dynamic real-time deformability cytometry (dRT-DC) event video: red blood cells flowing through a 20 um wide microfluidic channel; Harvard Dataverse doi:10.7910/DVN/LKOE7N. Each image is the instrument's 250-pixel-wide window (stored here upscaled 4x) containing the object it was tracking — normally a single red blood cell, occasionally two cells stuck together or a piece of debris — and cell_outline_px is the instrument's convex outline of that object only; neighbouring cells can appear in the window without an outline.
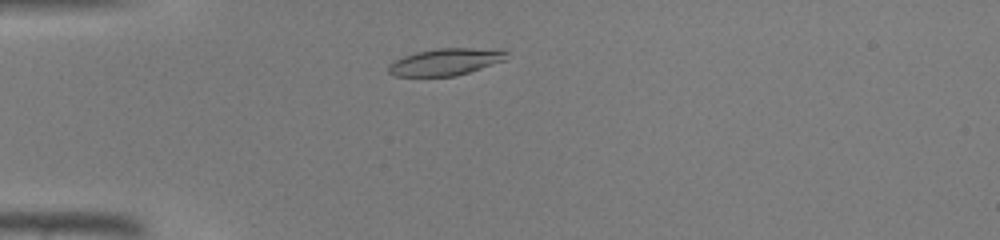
{"species": "common noctule bat (a hibernating species)", "species_latin": "Nyctalus noctula", "temperature_condition": "warm", "stored_images_in_passage": 38, "camera_frame_rate_fps": 3000, "um_per_image_px": 0.085, "animal": {"sex": "male", "body_mass_g": 19.0, "forearm_length_mm": 50.8}, "frame": {"image": 1, "passage_image": 5, "time_ms": 1.333, "image_size_px": [1000, 240], "cell_outline_px": [[508, 52], [504, 60], [456, 76], [392, 76], [388, 72], [388, 64], [404, 56], [436, 48], [500, 48]], "centroid_in_image_um": [37.88, 5.25], "position_along_channel_um": 47.1, "area_um2": 18.44}}
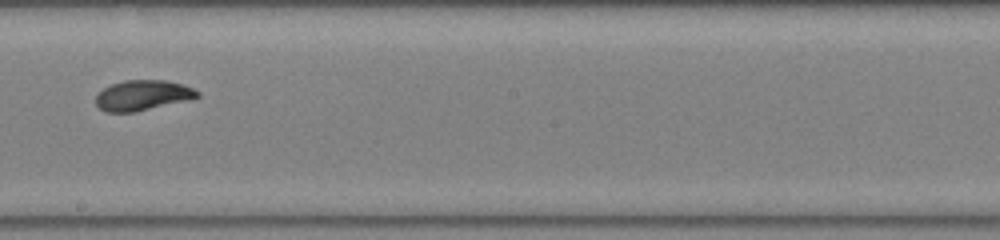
{"frame": {"image": 2, "passage_image": 19, "time_ms": 6.0, "image_size_px": [1000, 240], "cell_outline_px": [[200, 96], [184, 100], [132, 112], [104, 112], [96, 104], [96, 96], [104, 88], [112, 84], [124, 80], [164, 80], [184, 84], [200, 92]], "centroid_in_image_um": [12.1, 8.08], "position_along_channel_um": 236.1, "area_um2": 17.51}}
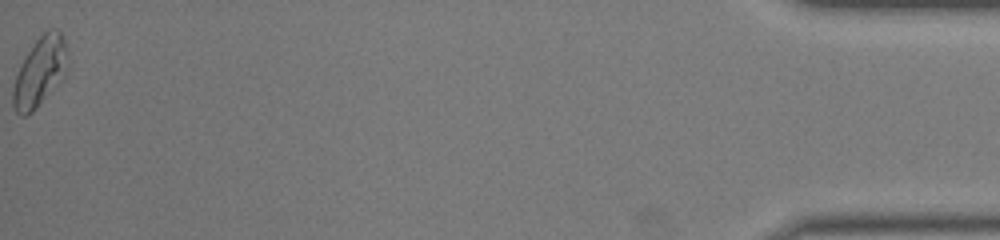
{"frame": {"image": 3, "passage_image": 38, "time_ms": 12.333, "image_size_px": [1000, 240], "cell_outline_px": [[68, 68], [64, 76], [36, 108], [32, 112], [24, 116], [20, 116], [16, 112], [12, 104], [12, 88], [20, 64], [32, 44], [48, 28], [56, 28], [60, 32], [64, 40]], "centroid_in_image_um": [3.36, 6.1], "position_along_channel_um": 431.8, "area_um2": 21.91}}